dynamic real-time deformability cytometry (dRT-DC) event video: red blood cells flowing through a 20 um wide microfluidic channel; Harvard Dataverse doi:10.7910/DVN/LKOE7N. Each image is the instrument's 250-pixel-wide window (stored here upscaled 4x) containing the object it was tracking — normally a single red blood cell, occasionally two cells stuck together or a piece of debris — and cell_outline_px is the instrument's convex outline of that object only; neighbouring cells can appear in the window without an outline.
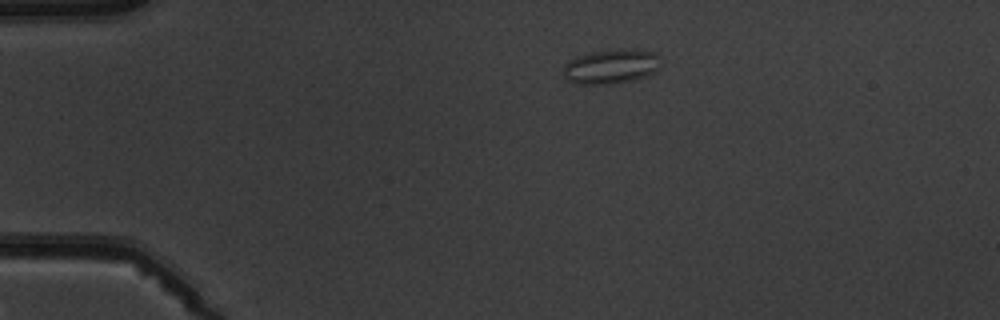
{"species": "common noctule bat (a hibernating species)", "species_latin": "Nyctalus noctula", "temperature_condition": "warm", "stored_images_in_passage": 4, "camera_frame_rate_fps": 3000, "um_per_image_px": 0.085, "animal": {"sex": "male", "body_mass_g": 19.5, "forearm_length_mm": 54.6}, "frame": {"image": 1, "passage_image": 1, "time_ms": 0.0, "image_size_px": [1000, 320], "cell_outline_px": [[660, 68], [656, 72], [648, 76], [632, 80], [612, 84], [572, 84], [564, 80], [564, 64], [568, 60], [576, 56], [592, 52], [624, 48], [656, 52]], "centroid_in_image_um": [51.91, 5.66], "position_along_channel_um": 33.1, "area_um2": 19.94}}
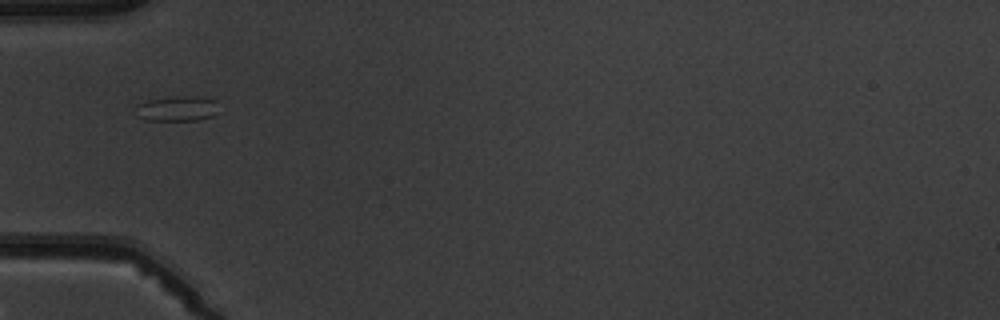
{"frame": {"image": 2, "passage_image": 3, "time_ms": 2.333, "image_size_px": [1000, 320], "cell_outline_px": [[220, 112], [212, 116], [200, 120], [148, 120], [136, 116], [136, 104], [148, 100], [176, 96], [200, 96], [216, 100]], "centroid_in_image_um": [15.1, 9.22], "position_along_channel_um": 69.9, "area_um2": 12.43}}
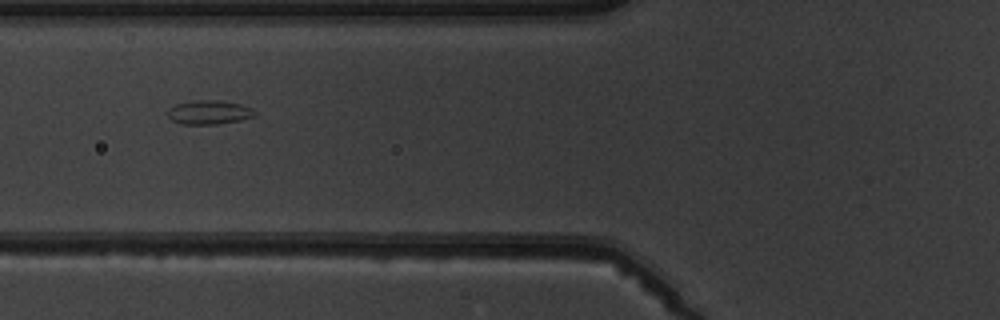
{"frame": {"image": 3, "passage_image": 4, "time_ms": 3.333, "image_size_px": [1000, 320], "cell_outline_px": [[256, 112], [252, 116], [240, 120], [216, 124], [180, 124], [172, 120], [168, 116], [168, 108], [176, 104], [192, 100], [220, 100], [240, 104], [252, 108]], "centroid_in_image_um": [17.73, 9.54], "position_along_channel_um": 108.1, "area_um2": 12.14}}